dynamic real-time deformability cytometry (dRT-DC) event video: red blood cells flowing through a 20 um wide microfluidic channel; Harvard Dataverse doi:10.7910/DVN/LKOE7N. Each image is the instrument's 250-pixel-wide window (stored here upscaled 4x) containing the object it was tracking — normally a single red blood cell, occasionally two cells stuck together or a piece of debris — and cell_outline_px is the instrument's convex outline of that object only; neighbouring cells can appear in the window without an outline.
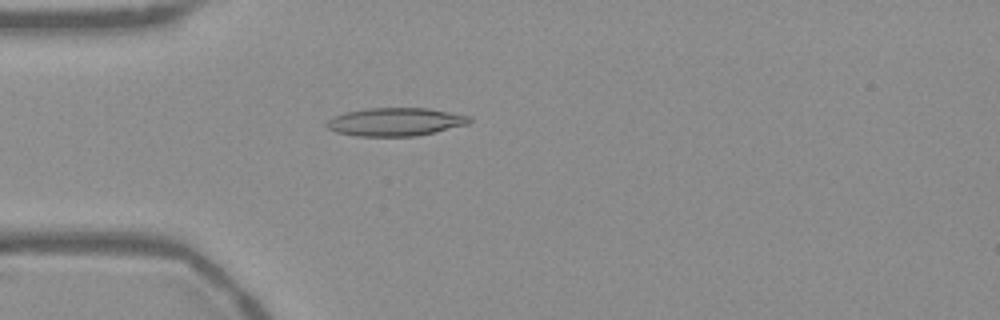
{"species": "Egyptian fruit bat (a non-hibernating species)", "species_latin": "Rousettus aegyptiacus", "temperature_condition": "warm", "stored_images_in_passage": 54, "camera_frame_rate_fps": 3000, "um_per_image_px": 0.085, "frame": {"image": 1, "passage_image": 15, "time_ms": 4.667, "image_size_px": [1000, 320], "cell_outline_px": [[472, 120], [468, 124], [436, 132], [416, 136], [356, 136], [336, 132], [328, 128], [324, 124], [332, 116], [344, 112], [368, 108], [428, 108], [468, 116]], "centroid_in_image_um": [33.57, 10.36], "position_along_channel_um": 51.4, "area_um2": 23.47}}
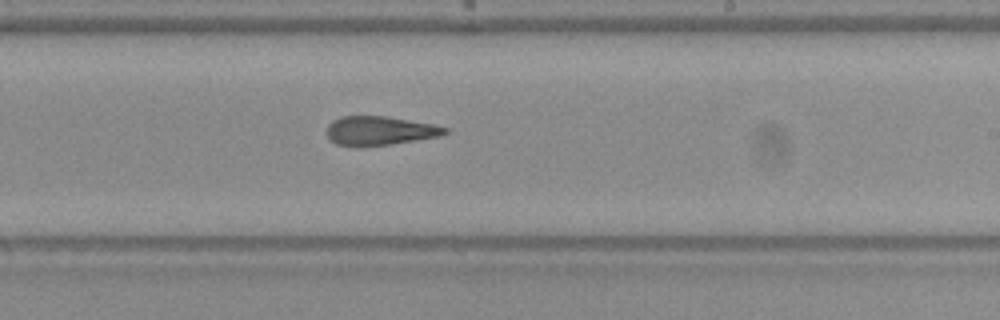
{"frame": {"image": 2, "passage_image": 32, "time_ms": 10.333, "image_size_px": [1000, 320], "cell_outline_px": [[448, 132], [440, 136], [416, 140], [360, 148], [352, 148], [336, 144], [328, 140], [328, 124], [332, 120], [340, 116], [388, 116], [432, 124], [448, 128]], "centroid_in_image_um": [32.21, 11.13], "position_along_channel_um": 256.8, "area_um2": 20.29}}
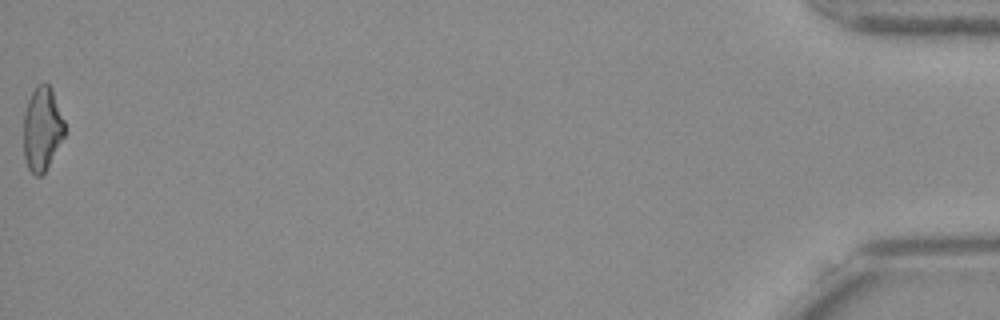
{"frame": {"image": 3, "passage_image": 54, "time_ms": 17.667, "image_size_px": [1000, 320], "cell_outline_px": [[64, 136], [44, 172], [40, 176], [36, 176], [28, 168], [24, 160], [24, 112], [28, 100], [36, 84], [44, 80], [48, 84], [52, 92], [64, 120]], "centroid_in_image_um": [3.55, 10.93], "position_along_channel_um": 431.6, "area_um2": 19.83}, "authors_computed_cell_mechanics": {"area_um2": 21.1259, "velocity_mm_per_s": 3.7701, "shape_relaxation_time_tau1_ms": null, "shape_relaxation_time_tau2_ms": 4.5935, "deformation_change_tau1": null, "deformation_change_tau2": 0.1659}}